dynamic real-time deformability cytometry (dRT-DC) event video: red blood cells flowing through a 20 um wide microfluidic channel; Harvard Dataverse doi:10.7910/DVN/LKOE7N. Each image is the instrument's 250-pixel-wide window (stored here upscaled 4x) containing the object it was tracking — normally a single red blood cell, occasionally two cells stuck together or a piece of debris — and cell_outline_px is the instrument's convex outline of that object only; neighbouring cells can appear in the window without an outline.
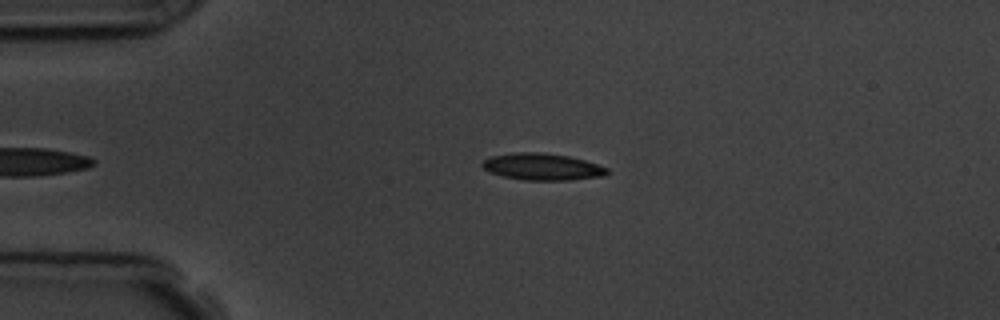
{"species": "common noctule bat (a hibernating species)", "species_latin": "Nyctalus noctula", "temperature_condition": "room temperature", "stored_images_in_passage": 40, "camera_frame_rate_fps": 3000, "um_per_image_px": 0.085, "animal": {"sex": "male", "body_mass_g": 19.5, "forearm_length_mm": 54.6}, "frame": {"image": 1, "passage_image": 2, "time_ms": 0.333, "image_size_px": [1000, 320], "cell_outline_px": [[608, 172], [604, 176], [572, 180], [524, 180], [504, 176], [488, 172], [480, 164], [484, 160], [492, 156], [512, 152], [540, 152], [568, 156], [584, 160], [608, 168]], "centroid_in_image_um": [46.08, 14.17], "position_along_channel_um": 38.9, "area_um2": 19.48}}
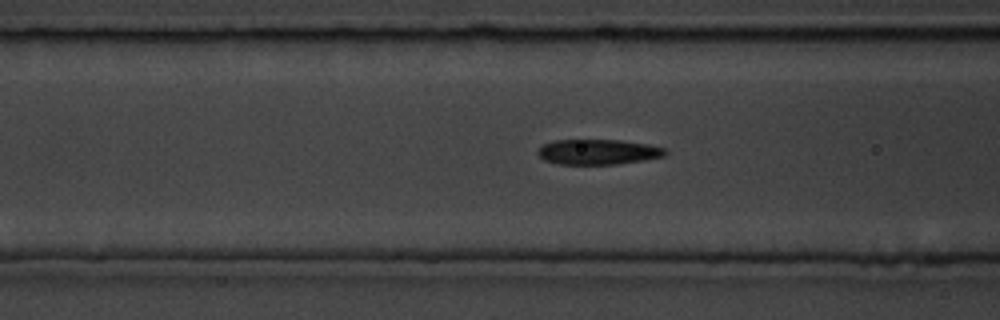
{"frame": {"image": 2, "passage_image": 11, "time_ms": 3.333, "image_size_px": [1000, 320], "cell_outline_px": [[668, 152], [664, 156], [644, 160], [616, 164], [560, 164], [544, 160], [536, 152], [544, 144], [552, 140], [620, 140], [648, 144], [664, 148]], "centroid_in_image_um": [50.84, 12.91], "position_along_channel_um": 115.8, "area_um2": 18.67}}
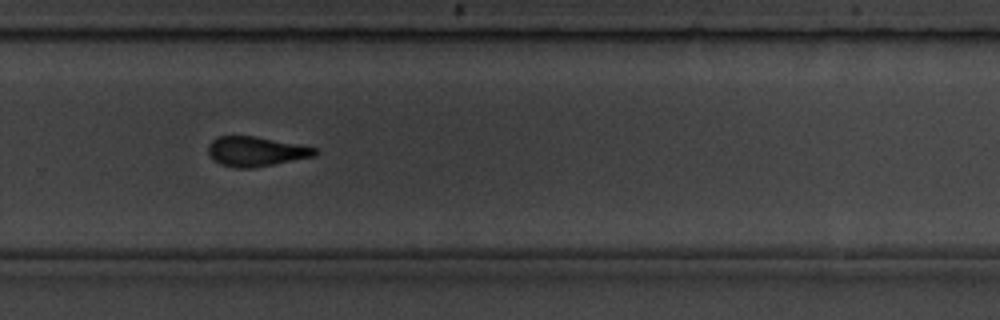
{"frame": {"image": 3, "passage_image": 27, "time_ms": 8.667, "image_size_px": [1000, 320], "cell_outline_px": [[320, 152], [316, 156], [252, 168], [236, 168], [220, 164], [208, 152], [208, 144], [216, 136], [256, 136], [300, 144], [316, 148]], "centroid_in_image_um": [21.79, 12.86], "position_along_channel_um": 308.0, "area_um2": 18.55}, "authors_computed_cell_mechanics": {"area_um2": 19.3052, "velocity_mm_per_s": 3.6142, "shape_relaxation_time_tau1_ms": 4.4879, "shape_relaxation_time_tau2_ms": 2.1209, "deformation_change_tau1": 0.1481, "deformation_change_tau2": 0.0863}}